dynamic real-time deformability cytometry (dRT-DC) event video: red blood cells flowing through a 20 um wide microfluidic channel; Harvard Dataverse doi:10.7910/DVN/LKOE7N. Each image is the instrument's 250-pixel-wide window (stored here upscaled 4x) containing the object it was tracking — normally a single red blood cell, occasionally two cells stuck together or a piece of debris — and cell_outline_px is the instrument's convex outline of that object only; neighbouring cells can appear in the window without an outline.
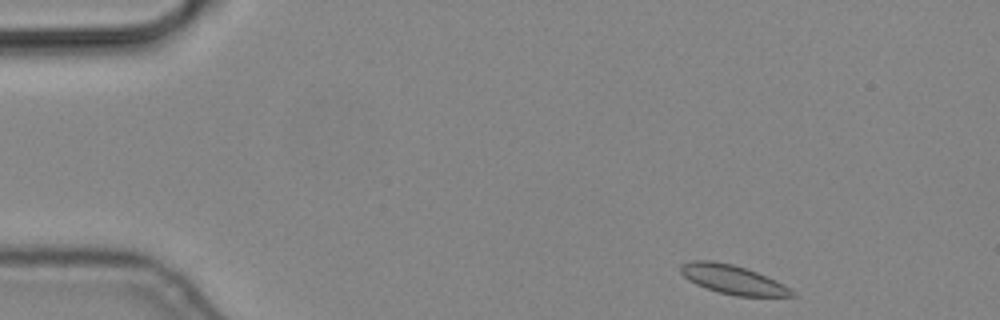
{"species": "common noctule bat (a hibernating species)", "species_latin": "Nyctalus noctula", "temperature_condition": "cold", "stored_images_in_passage": 4, "segment_of_instrument_passage": [1, 2], "camera_frame_rate_fps": 3000, "um_per_image_px": 0.085, "animal": {"sex": "male", "body_mass_g": 19.2, "forearm_length_mm": 51.8}, "frame": {"image": 1, "passage_image": 1, "time_ms": 0.0, "image_size_px": [1000, 320], "cell_outline_px": [[796, 296], [736, 296], [720, 292], [696, 284], [688, 280], [680, 272], [680, 264], [692, 260], [712, 260], [732, 264], [748, 268], [784, 284]], "centroid_in_image_um": [62.24, 23.74], "position_along_channel_um": 22.8, "area_um2": 18.67}}
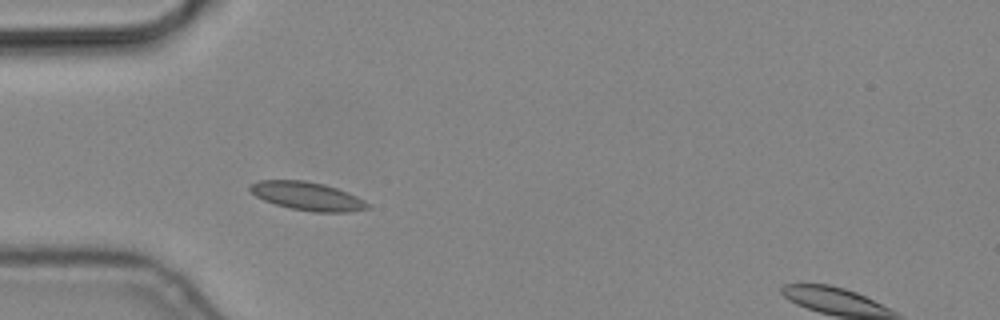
{"frame": {"image": 2, "passage_image": 3, "time_ms": 0.667, "image_size_px": [1000, 320], "cell_outline_px": [[372, 208], [352, 212], [312, 212], [292, 208], [276, 204], [264, 200], [256, 196], [248, 188], [248, 184], [260, 180], [304, 180], [324, 184], [348, 192], [364, 200]], "centroid_in_image_um": [26.14, 16.67], "position_along_channel_um": 58.9, "area_um2": 19.48}}